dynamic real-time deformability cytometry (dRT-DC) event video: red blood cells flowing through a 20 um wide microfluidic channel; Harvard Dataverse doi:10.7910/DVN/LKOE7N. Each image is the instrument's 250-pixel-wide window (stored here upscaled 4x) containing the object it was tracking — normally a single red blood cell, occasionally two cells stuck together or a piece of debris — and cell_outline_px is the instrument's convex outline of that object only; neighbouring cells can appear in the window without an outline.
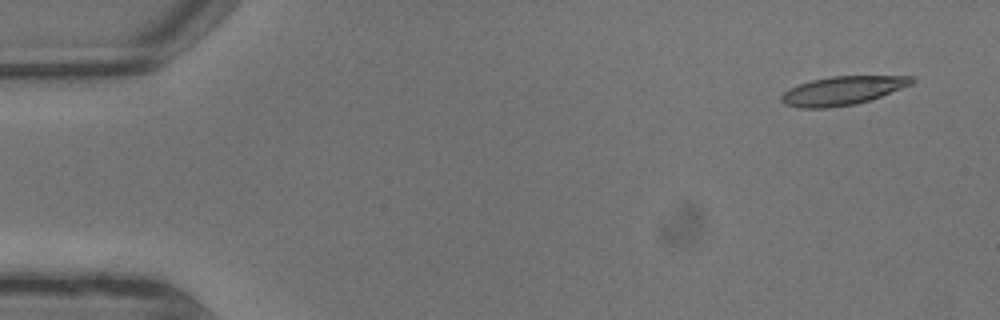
{"species": "common noctule bat (a hibernating species)", "species_latin": "Nyctalus noctula", "temperature_condition": "warm", "stored_images_in_passage": 9, "camera_frame_rate_fps": 3000, "um_per_image_px": 0.085, "animal": {"sex": "male", "body_mass_g": 13.3}, "frame": {"image": 1, "passage_image": 1, "time_ms": 0.0, "image_size_px": [1000, 320], "cell_outline_px": [[916, 80], [912, 84], [880, 96], [856, 104], [828, 108], [796, 108], [784, 104], [780, 100], [780, 96], [788, 88], [812, 80], [832, 76], [912, 76]], "centroid_in_image_um": [71.57, 7.71], "position_along_channel_um": 13.4, "area_um2": 21.73}}
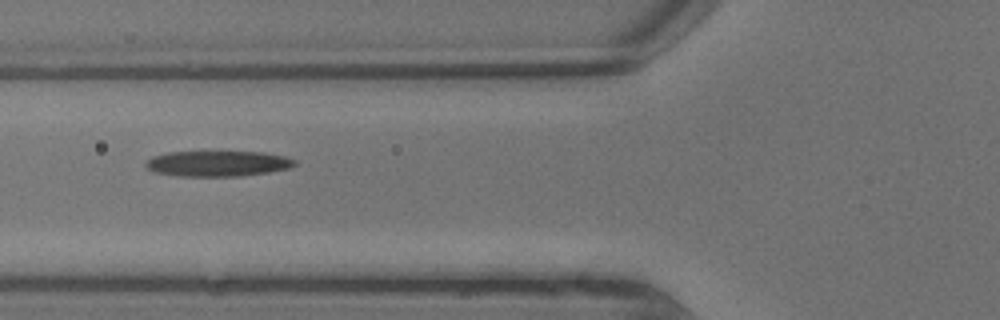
{"frame": {"image": 2, "passage_image": 7, "time_ms": 2.0, "image_size_px": [1000, 320], "cell_outline_px": [[296, 164], [288, 168], [268, 172], [240, 176], [176, 176], [156, 172], [144, 168], [144, 164], [152, 156], [168, 152], [264, 152], [284, 156], [296, 160]], "centroid_in_image_um": [18.47, 13.9], "position_along_channel_um": 107.3, "area_um2": 22.2}}
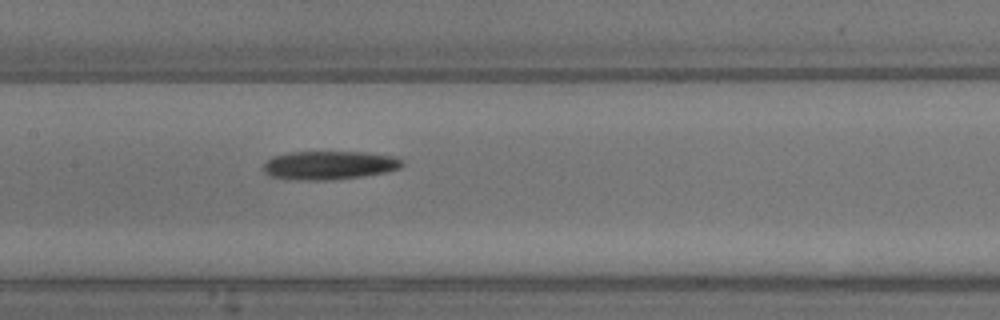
{"frame": {"image": 3, "passage_image": 9, "time_ms": 2.667, "image_size_px": [1000, 320], "cell_outline_px": [[404, 164], [400, 168], [388, 172], [364, 176], [332, 180], [296, 180], [268, 176], [260, 168], [272, 156], [288, 152], [364, 152], [396, 156], [404, 160]], "centroid_in_image_um": [27.99, 14.05], "position_along_channel_um": 179.4, "area_um2": 23.58}}